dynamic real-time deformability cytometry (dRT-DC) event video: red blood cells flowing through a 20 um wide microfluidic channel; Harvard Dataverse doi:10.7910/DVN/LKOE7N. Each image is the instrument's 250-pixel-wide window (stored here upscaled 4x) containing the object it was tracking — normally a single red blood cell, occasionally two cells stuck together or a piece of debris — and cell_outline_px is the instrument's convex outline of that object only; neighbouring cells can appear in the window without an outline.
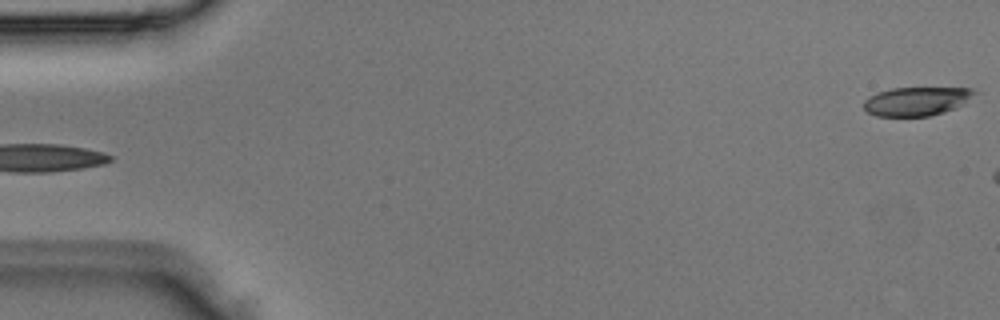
{"species": "Egyptian fruit bat (a non-hibernating species)", "species_latin": "Rousettus aegyptiacus", "temperature_condition": "room temperature", "stored_images_in_passage": 4, "camera_frame_rate_fps": 3000, "um_per_image_px": 0.085, "animal": {"sex": "male"}, "frame": {"image": 1, "passage_image": 4, "time_ms": 1.0, "image_size_px": [1000, 320], "cell_outline_px": [[980, 92], [956, 108], [944, 112], [928, 116], [876, 116], [868, 112], [864, 108], [864, 100], [868, 96], [876, 92], [892, 88], [972, 88]], "centroid_in_image_um": [77.92, 8.6], "position_along_channel_um": 7.1, "area_um2": 18.67}}